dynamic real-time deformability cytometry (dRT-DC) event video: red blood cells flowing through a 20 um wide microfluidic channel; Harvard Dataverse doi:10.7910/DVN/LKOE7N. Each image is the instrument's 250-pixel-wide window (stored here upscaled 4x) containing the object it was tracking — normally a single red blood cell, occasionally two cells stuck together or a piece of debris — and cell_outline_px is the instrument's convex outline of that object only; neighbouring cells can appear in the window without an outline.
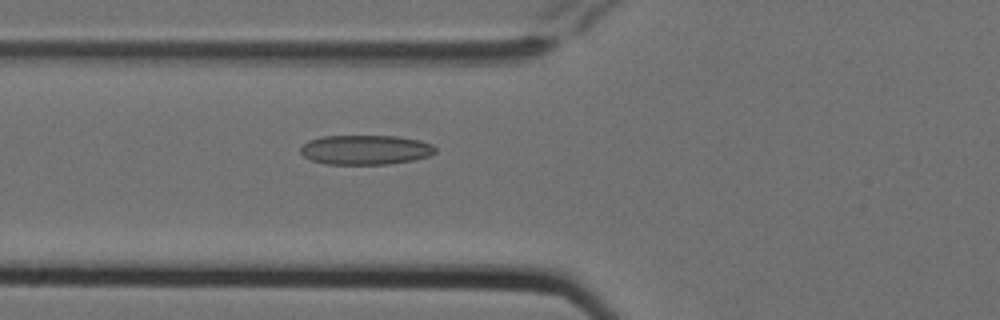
{"species": "Egyptian fruit bat (a non-hibernating species)", "species_latin": "Rousettus aegyptiacus", "temperature_condition": "cold", "stored_images_in_passage": 6, "camera_frame_rate_fps": 3000, "um_per_image_px": 0.085, "animal": {"sex": "female"}, "frame": {"image": 1, "passage_image": 6, "time_ms": 1.667, "image_size_px": [1000, 320], "cell_outline_px": [[436, 152], [428, 156], [416, 160], [388, 164], [324, 164], [312, 160], [304, 156], [300, 152], [300, 148], [308, 140], [320, 136], [396, 136], [420, 140], [432, 144], [436, 148]], "centroid_in_image_um": [31.07, 12.73], "position_along_channel_um": 94.7, "area_um2": 23.41}}